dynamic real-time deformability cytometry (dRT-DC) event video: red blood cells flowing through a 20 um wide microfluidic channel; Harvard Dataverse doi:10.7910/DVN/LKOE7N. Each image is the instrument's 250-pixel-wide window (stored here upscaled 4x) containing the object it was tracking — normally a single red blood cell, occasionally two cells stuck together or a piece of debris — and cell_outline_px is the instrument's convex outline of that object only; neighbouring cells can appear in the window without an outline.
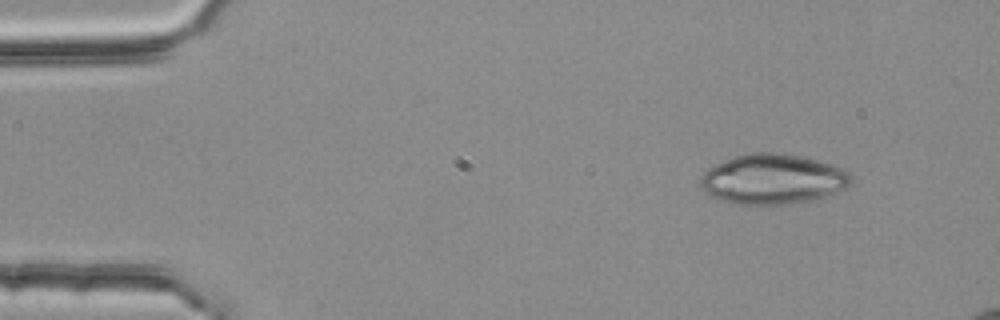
{"species": "common noctule bat (a hibernating species)", "species_latin": "Nyctalus noctula", "temperature_condition": "room temperature", "stored_images_in_passage": 50, "segment_of_instrument_passage": [1, 2], "camera_frame_rate_fps": 3000, "um_per_image_px": 0.085, "animal": {"sex": "female", "body_mass_g": 25.1}, "frame": {"image": 1, "passage_image": 1, "time_ms": 0.0, "image_size_px": [1000, 320], "cell_outline_px": [[852, 180], [848, 188], [824, 196], [808, 200], [788, 204], [736, 204], [712, 196], [700, 184], [700, 176], [708, 168], [724, 160], [736, 156], [752, 152], [772, 152], [796, 156], [828, 164], [840, 168], [848, 172], [852, 176]], "centroid_in_image_um": [65.67, 15.23], "position_along_channel_um": 19.3, "area_um2": 43.18}}
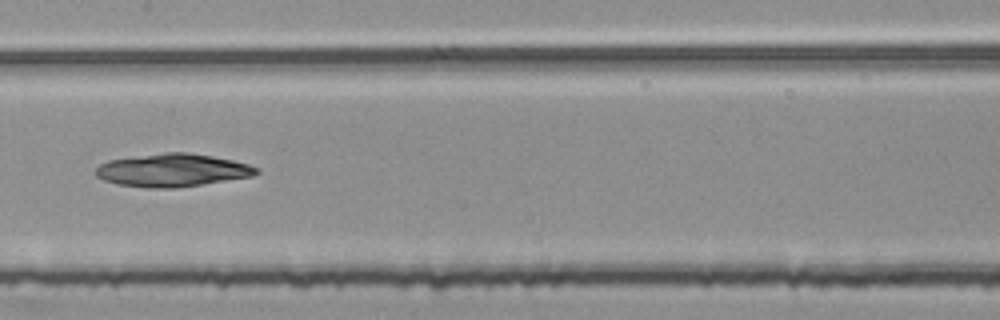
{"frame": {"image": 2, "passage_image": 22, "time_ms": 7.0, "image_size_px": [1000, 320], "cell_outline_px": [[260, 172], [252, 176], [176, 188], [148, 188], [116, 184], [104, 180], [96, 176], [96, 168], [100, 164], [108, 160], [164, 152], [188, 152], [212, 156], [232, 160], [248, 164], [260, 168]], "centroid_in_image_um": [14.65, 14.47], "position_along_channel_um": 192.7, "area_um2": 30.81}}
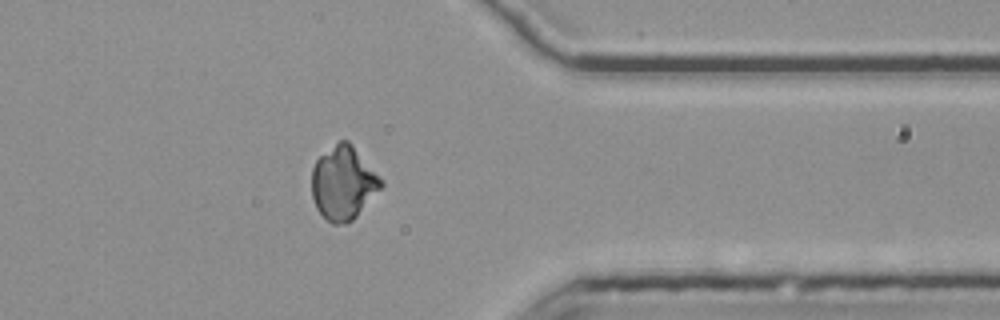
{"frame": {"image": 3, "passage_image": 38, "time_ms": 12.333, "image_size_px": [1000, 320], "cell_outline_px": [[384, 184], [356, 216], [348, 224], [332, 224], [316, 208], [312, 196], [312, 168], [316, 160], [320, 156], [340, 140], [348, 140], [352, 144], [384, 180]], "centroid_in_image_um": [29.19, 15.55], "position_along_channel_um": 382.2, "area_um2": 29.54}}